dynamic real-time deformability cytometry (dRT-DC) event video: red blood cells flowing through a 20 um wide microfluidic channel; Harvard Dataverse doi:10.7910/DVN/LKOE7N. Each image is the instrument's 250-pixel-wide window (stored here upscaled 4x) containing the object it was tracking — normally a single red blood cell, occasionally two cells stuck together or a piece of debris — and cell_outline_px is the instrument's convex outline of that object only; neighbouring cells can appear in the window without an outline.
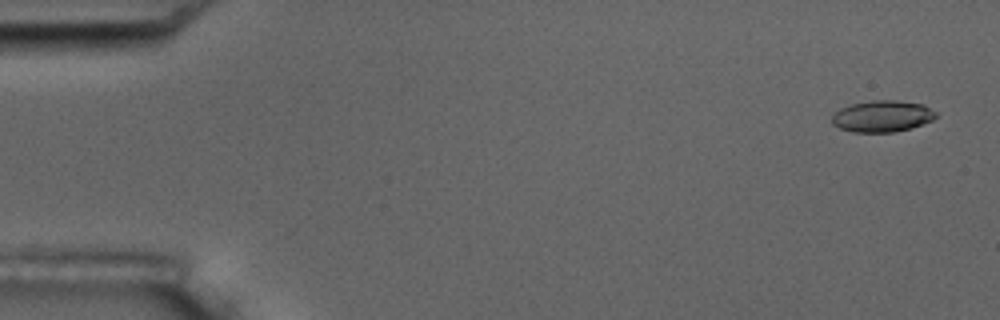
{"species": "common noctule bat (a hibernating species)", "species_latin": "Nyctalus noctula", "temperature_condition": "room temperature", "stored_images_in_passage": 8, "camera_frame_rate_fps": 3000, "um_per_image_px": 0.085, "animal": {"sex": "male", "body_mass_g": 17.5, "forearm_length_mm": 52.3}, "frame": {"image": 1, "passage_image": 1, "time_ms": 0.0, "image_size_px": [1000, 320], "cell_outline_px": [[936, 116], [932, 120], [912, 128], [892, 132], [852, 132], [840, 128], [832, 124], [832, 112], [840, 108], [852, 104], [872, 100], [896, 100], [924, 104], [936, 112]], "centroid_in_image_um": [74.97, 9.87], "position_along_channel_um": 10.0, "area_um2": 19.19}}
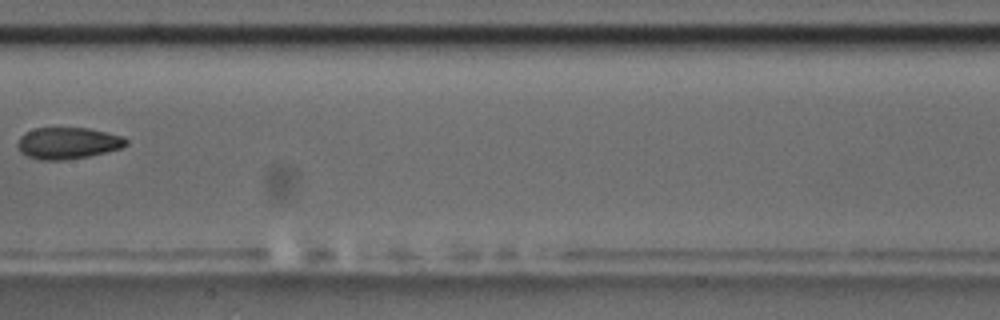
{"frame": {"image": 2, "passage_image": 8, "time_ms": 9.0, "image_size_px": [1000, 320], "cell_outline_px": [[128, 144], [120, 148], [88, 156], [64, 160], [40, 160], [28, 156], [20, 152], [16, 144], [20, 136], [24, 132], [36, 128], [88, 128], [108, 132], [124, 136], [128, 140]], "centroid_in_image_um": [5.75, 12.16], "position_along_channel_um": 201.6, "area_um2": 20.06}}